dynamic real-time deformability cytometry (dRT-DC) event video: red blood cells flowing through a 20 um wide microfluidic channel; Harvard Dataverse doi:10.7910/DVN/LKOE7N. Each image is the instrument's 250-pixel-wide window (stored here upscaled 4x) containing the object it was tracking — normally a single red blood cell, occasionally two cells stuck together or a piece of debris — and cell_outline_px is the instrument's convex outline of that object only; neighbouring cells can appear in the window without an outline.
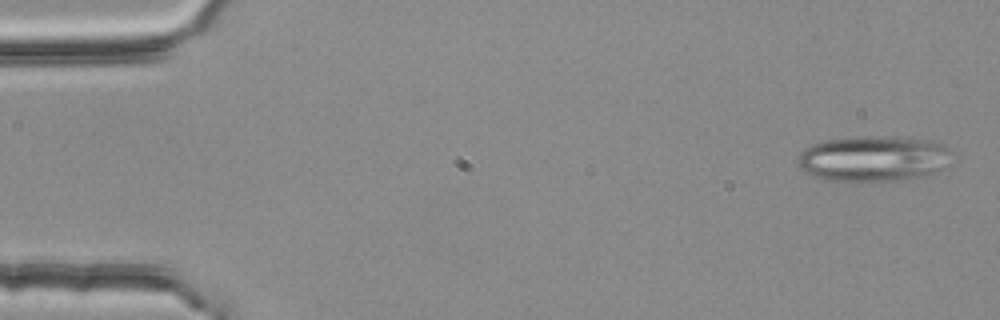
{"species": "common noctule bat (a hibernating species)", "species_latin": "Nyctalus noctula", "temperature_condition": "room temperature", "stored_images_in_passage": 4, "camera_frame_rate_fps": 3000, "um_per_image_px": 0.085, "animal": {"sex": "female", "body_mass_g": 25.1}, "frame": {"image": 1, "passage_image": 1, "time_ms": 0.0, "image_size_px": [1000, 320], "cell_outline_px": [[948, 164], [940, 172], [924, 176], [904, 180], [824, 180], [812, 176], [800, 168], [796, 160], [800, 152], [804, 148], [812, 144], [824, 140], [864, 136], [896, 136], [928, 140], [940, 144], [948, 148]], "centroid_in_image_um": [74.22, 13.47], "position_along_channel_um": 10.8, "area_um2": 41.1}}